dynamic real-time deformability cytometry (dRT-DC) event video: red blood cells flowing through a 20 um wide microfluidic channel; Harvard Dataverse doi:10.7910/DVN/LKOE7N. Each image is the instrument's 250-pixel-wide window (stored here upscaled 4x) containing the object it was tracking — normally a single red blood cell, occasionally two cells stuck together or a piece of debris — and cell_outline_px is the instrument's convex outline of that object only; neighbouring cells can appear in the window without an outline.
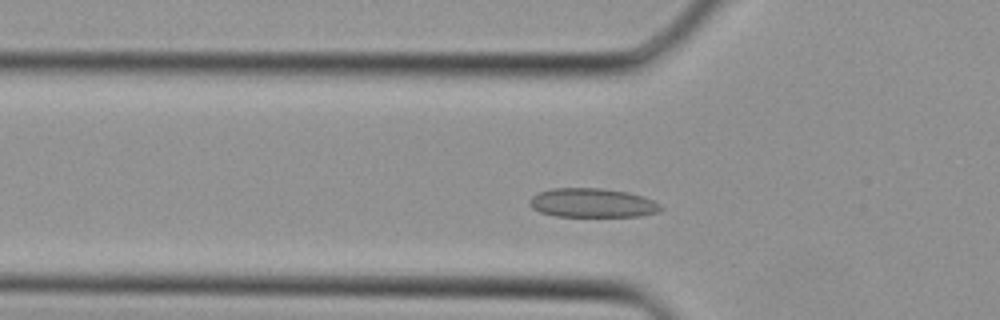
{"species": "Egyptian fruit bat (a non-hibernating species)", "species_latin": "Rousettus aegyptiacus", "temperature_condition": "cold", "stored_images_in_passage": 33, "camera_frame_rate_fps": 3000, "um_per_image_px": 0.085, "animal": {"sex": "female"}, "frame": {"image": 1, "passage_image": 7, "time_ms": 2.0, "image_size_px": [1000, 320], "cell_outline_px": [[664, 208], [660, 212], [640, 216], [556, 216], [540, 212], [532, 208], [528, 200], [532, 196], [540, 192], [552, 188], [600, 188], [628, 192], [644, 196], [660, 204]], "centroid_in_image_um": [50.38, 17.24], "position_along_channel_um": 75.4, "area_um2": 22.31}}
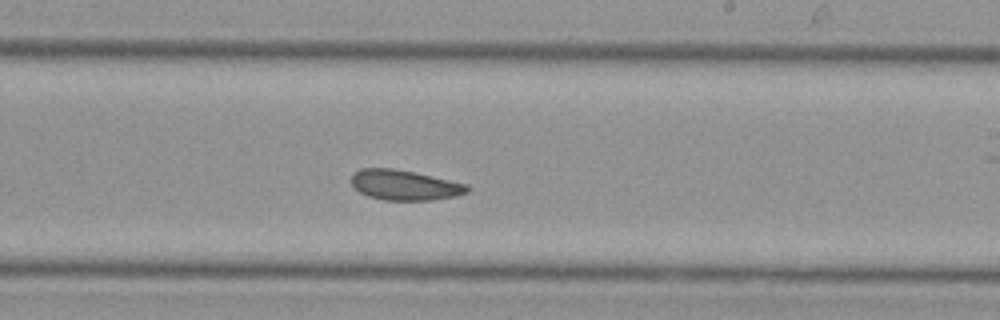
{"frame": {"image": 2, "passage_image": 17, "time_ms": 5.333, "image_size_px": [1000, 320], "cell_outline_px": [[472, 188], [468, 192], [456, 196], [432, 200], [384, 200], [368, 196], [360, 192], [352, 184], [352, 172], [360, 168], [392, 168], [412, 172], [468, 184]], "centroid_in_image_um": [34.4, 15.73], "position_along_channel_um": 254.6, "area_um2": 20.35}}
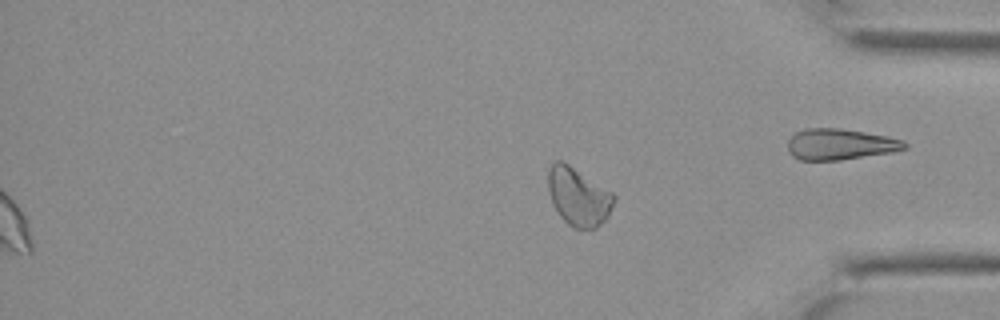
{"frame": {"image": 3, "passage_image": 33, "time_ms": 10.667, "image_size_px": [1000, 320], "cell_outline_px": [[616, 200], [608, 216], [596, 228], [576, 228], [568, 224], [560, 216], [552, 204], [548, 188], [548, 168], [556, 160], [560, 160], [568, 164], [612, 192], [616, 196]], "centroid_in_image_um": [49.16, 16.71], "position_along_channel_um": 386.0, "area_um2": 22.14}}